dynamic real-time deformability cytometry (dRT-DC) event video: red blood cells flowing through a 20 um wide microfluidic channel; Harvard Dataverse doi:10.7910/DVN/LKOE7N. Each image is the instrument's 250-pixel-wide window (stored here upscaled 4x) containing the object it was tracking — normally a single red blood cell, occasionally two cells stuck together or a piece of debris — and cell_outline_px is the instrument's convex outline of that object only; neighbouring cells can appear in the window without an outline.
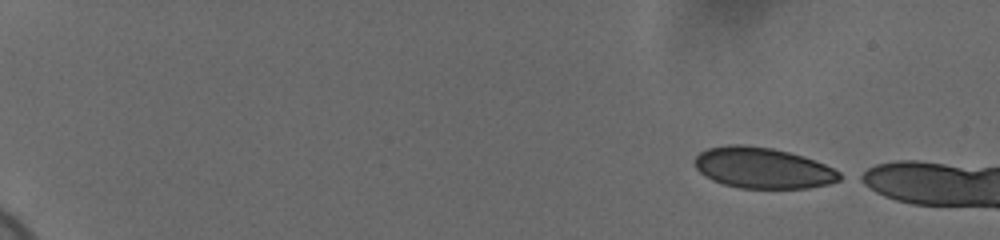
{"species": "human", "species_latin": "Homo sapiens", "temperature_condition": "cold", "stored_images_in_passage": 8, "camera_frame_rate_fps": 3000, "um_per_image_px": 0.085, "donor": {"sex": "female"}, "frame": {"image": 1, "passage_image": 1, "time_ms": 0.0, "image_size_px": [1000, 240], "cell_outline_px": [[848, 176], [840, 180], [828, 184], [808, 188], [740, 188], [724, 184], [712, 180], [704, 176], [696, 168], [692, 160], [700, 152], [708, 148], [728, 144], [744, 144], [772, 148], [804, 156], [824, 164]], "centroid_in_image_um": [64.84, 14.27], "position_along_channel_um": 20.2, "area_um2": 34.85}}